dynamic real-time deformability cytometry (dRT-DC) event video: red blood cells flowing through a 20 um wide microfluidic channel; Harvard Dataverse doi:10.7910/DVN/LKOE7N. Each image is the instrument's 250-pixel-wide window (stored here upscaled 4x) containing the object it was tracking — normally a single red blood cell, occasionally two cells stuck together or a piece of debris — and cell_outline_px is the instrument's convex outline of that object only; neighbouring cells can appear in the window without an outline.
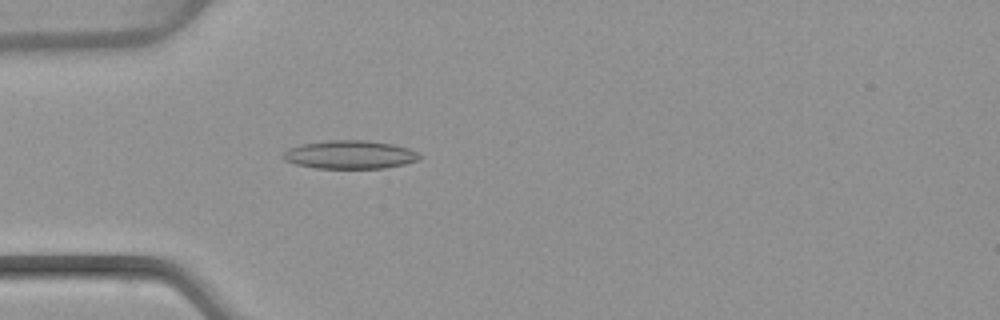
{"species": "common noctule bat (a hibernating species)", "species_latin": "Nyctalus noctula", "temperature_condition": "warm", "stored_images_in_passage": 40, "camera_frame_rate_fps": 3000, "um_per_image_px": 0.085, "animal": {"sex": "female", "body_mass_g": 22.7, "forearm_length_mm": 54.2}, "frame": {"image": 1, "passage_image": 5, "time_ms": 1.333, "image_size_px": [1000, 320], "cell_outline_px": [[424, 156], [420, 160], [404, 164], [384, 168], [316, 168], [296, 164], [284, 160], [280, 156], [288, 148], [300, 144], [328, 140], [368, 140], [392, 144], [408, 148]], "centroid_in_image_um": [29.74, 13.14], "position_along_channel_um": 55.3, "area_um2": 22.72}}
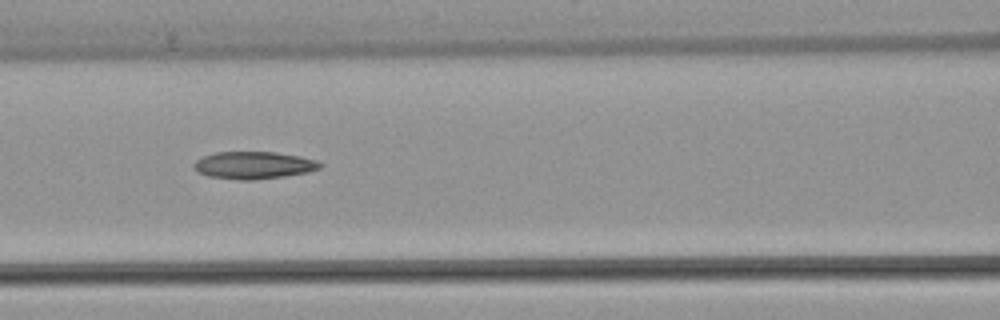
{"frame": {"image": 2, "passage_image": 12, "time_ms": 3.667, "image_size_px": [1000, 320], "cell_outline_px": [[324, 164], [320, 168], [308, 172], [284, 176], [252, 180], [240, 180], [208, 176], [196, 172], [192, 168], [192, 164], [196, 160], [204, 156], [216, 152], [276, 152], [300, 156], [316, 160]], "centroid_in_image_um": [21.54, 14.04], "position_along_channel_um": 145.1, "area_um2": 20.23}}
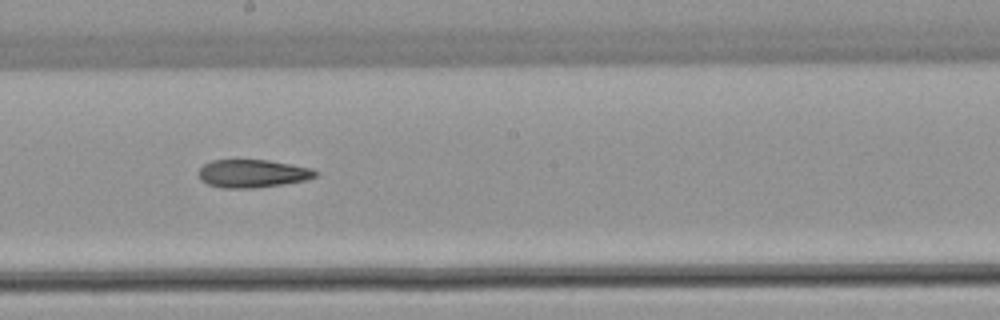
{"frame": {"image": 3, "passage_image": 18, "time_ms": 5.667, "image_size_px": [1000, 320], "cell_outline_px": [[316, 176], [304, 180], [256, 188], [224, 188], [208, 184], [200, 180], [196, 172], [204, 164], [212, 160], [268, 160], [292, 164], [312, 168], [316, 172]], "centroid_in_image_um": [21.41, 14.74], "position_along_channel_um": 226.8, "area_um2": 19.02}, "authors_computed_cell_mechanics": {"area_um2": 19.6231, "velocity_mm_per_s": 4.1033, "shape_relaxation_time_tau1_ms": null, "shape_relaxation_time_tau2_ms": 4.2752, "deformation_change_tau1": null, "deformation_change_tau2": 0.1391}}